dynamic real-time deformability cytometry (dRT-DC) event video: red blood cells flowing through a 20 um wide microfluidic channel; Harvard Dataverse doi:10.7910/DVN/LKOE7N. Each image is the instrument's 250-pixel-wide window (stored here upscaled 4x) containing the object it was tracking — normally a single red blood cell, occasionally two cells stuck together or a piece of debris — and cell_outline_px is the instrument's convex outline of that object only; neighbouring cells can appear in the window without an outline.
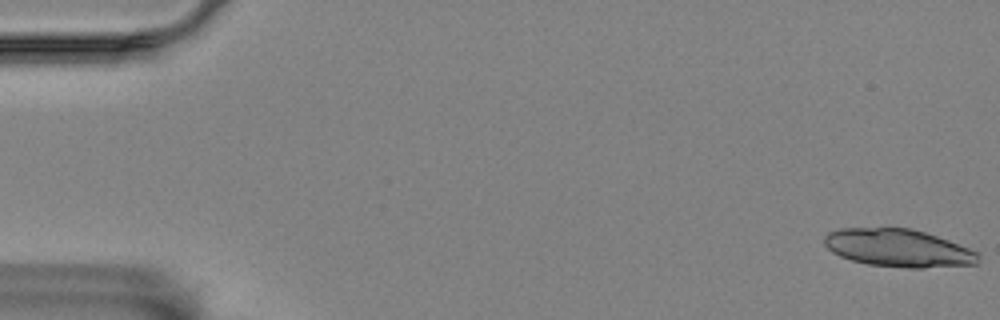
{"species": "Egyptian fruit bat (a non-hibernating species)", "species_latin": "Rousettus aegyptiacus", "temperature_condition": "room temperature", "stored_images_in_passage": 56, "camera_frame_rate_fps": 3000, "um_per_image_px": 0.085, "animal": {"sex": "female"}, "frame": {"image": 1, "passage_image": 1, "time_ms": 0.0, "image_size_px": [1000, 320], "cell_outline_px": [[980, 256], [976, 264], [924, 268], [908, 268], [868, 264], [852, 260], [840, 256], [832, 252], [824, 244], [824, 236], [828, 232], [840, 228], [912, 228], [948, 240], [980, 252]], "centroid_in_image_um": [76.36, 21.08], "position_along_channel_um": 8.6, "area_um2": 33.93}}
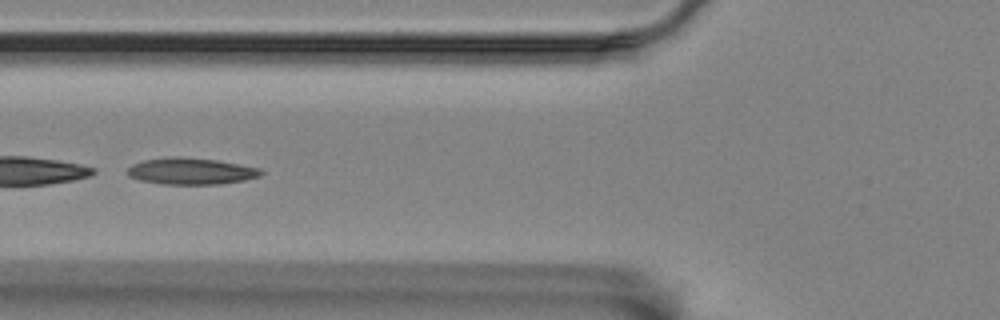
{"frame": {"image": 2, "passage_image": 22, "time_ms": 7.0, "image_size_px": [1000, 320], "cell_outline_px": [[264, 172], [260, 176], [244, 180], [220, 184], [160, 184], [140, 180], [128, 176], [128, 168], [132, 164], [144, 160], [164, 156], [180, 156], [216, 160], [240, 164], [260, 168]], "centroid_in_image_um": [16.22, 14.54], "position_along_channel_um": 109.6, "area_um2": 20.87}}
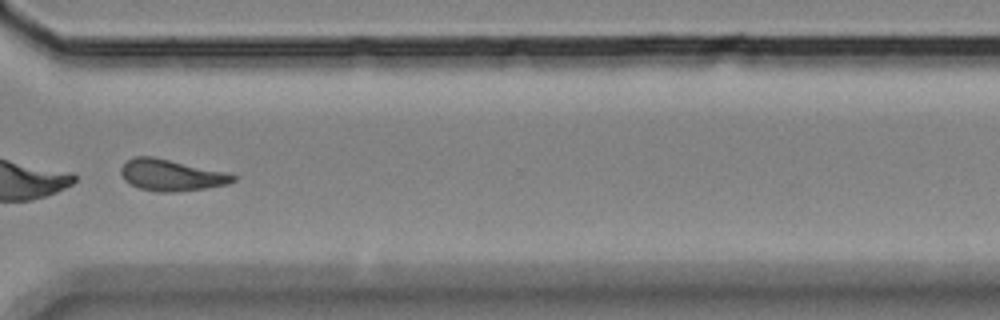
{"frame": {"image": 3, "passage_image": 43, "time_ms": 14.0, "image_size_px": [1000, 320], "cell_outline_px": [[236, 180], [228, 184], [204, 188], [176, 192], [156, 192], [140, 188], [124, 180], [120, 172], [120, 168], [132, 156], [152, 156], [224, 172], [236, 176]], "centroid_in_image_um": [14.52, 14.89], "position_along_channel_um": 356.1, "area_um2": 20.29}}